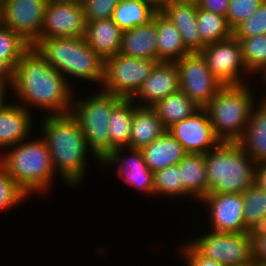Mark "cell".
<instances>
[{"instance_id": "cell-18", "label": "cell", "mask_w": 266, "mask_h": 266, "mask_svg": "<svg viewBox=\"0 0 266 266\" xmlns=\"http://www.w3.org/2000/svg\"><path fill=\"white\" fill-rule=\"evenodd\" d=\"M179 90V74L175 62H158L131 99L138 106L152 107L161 99Z\"/></svg>"}, {"instance_id": "cell-10", "label": "cell", "mask_w": 266, "mask_h": 266, "mask_svg": "<svg viewBox=\"0 0 266 266\" xmlns=\"http://www.w3.org/2000/svg\"><path fill=\"white\" fill-rule=\"evenodd\" d=\"M200 53L204 56L211 74L223 86L254 82V77L245 65L240 43L234 36L206 44Z\"/></svg>"}, {"instance_id": "cell-35", "label": "cell", "mask_w": 266, "mask_h": 266, "mask_svg": "<svg viewBox=\"0 0 266 266\" xmlns=\"http://www.w3.org/2000/svg\"><path fill=\"white\" fill-rule=\"evenodd\" d=\"M26 192L0 166V214L29 201Z\"/></svg>"}, {"instance_id": "cell-13", "label": "cell", "mask_w": 266, "mask_h": 266, "mask_svg": "<svg viewBox=\"0 0 266 266\" xmlns=\"http://www.w3.org/2000/svg\"><path fill=\"white\" fill-rule=\"evenodd\" d=\"M86 20L81 1L48 0L42 30L34 47L41 39L67 37H84Z\"/></svg>"}, {"instance_id": "cell-8", "label": "cell", "mask_w": 266, "mask_h": 266, "mask_svg": "<svg viewBox=\"0 0 266 266\" xmlns=\"http://www.w3.org/2000/svg\"><path fill=\"white\" fill-rule=\"evenodd\" d=\"M186 240L201 256L224 266H243L253 262L252 241L247 233L216 232L200 228ZM193 237V238H192Z\"/></svg>"}, {"instance_id": "cell-26", "label": "cell", "mask_w": 266, "mask_h": 266, "mask_svg": "<svg viewBox=\"0 0 266 266\" xmlns=\"http://www.w3.org/2000/svg\"><path fill=\"white\" fill-rule=\"evenodd\" d=\"M138 105L131 98H122L109 118L110 153L114 149L129 147L132 119Z\"/></svg>"}, {"instance_id": "cell-12", "label": "cell", "mask_w": 266, "mask_h": 266, "mask_svg": "<svg viewBox=\"0 0 266 266\" xmlns=\"http://www.w3.org/2000/svg\"><path fill=\"white\" fill-rule=\"evenodd\" d=\"M114 170L117 179L125 186L136 189L138 194L154 197V172L146 165L141 149L118 148L109 153L102 161L101 168ZM113 168V169H112ZM134 187V188H133Z\"/></svg>"}, {"instance_id": "cell-3", "label": "cell", "mask_w": 266, "mask_h": 266, "mask_svg": "<svg viewBox=\"0 0 266 266\" xmlns=\"http://www.w3.org/2000/svg\"><path fill=\"white\" fill-rule=\"evenodd\" d=\"M33 136L0 154V166L30 199L34 198L33 195L36 197V194H43L42 197L49 195L59 178L54 171L45 140L39 134L36 138Z\"/></svg>"}, {"instance_id": "cell-11", "label": "cell", "mask_w": 266, "mask_h": 266, "mask_svg": "<svg viewBox=\"0 0 266 266\" xmlns=\"http://www.w3.org/2000/svg\"><path fill=\"white\" fill-rule=\"evenodd\" d=\"M180 90L200 108H205L223 87L209 70L200 52L189 53L175 62Z\"/></svg>"}, {"instance_id": "cell-24", "label": "cell", "mask_w": 266, "mask_h": 266, "mask_svg": "<svg viewBox=\"0 0 266 266\" xmlns=\"http://www.w3.org/2000/svg\"><path fill=\"white\" fill-rule=\"evenodd\" d=\"M155 24L156 56L159 62H176L190 53L185 48L178 29L161 10L155 13Z\"/></svg>"}, {"instance_id": "cell-9", "label": "cell", "mask_w": 266, "mask_h": 266, "mask_svg": "<svg viewBox=\"0 0 266 266\" xmlns=\"http://www.w3.org/2000/svg\"><path fill=\"white\" fill-rule=\"evenodd\" d=\"M157 62L116 54L104 60L101 90L122 98H132Z\"/></svg>"}, {"instance_id": "cell-5", "label": "cell", "mask_w": 266, "mask_h": 266, "mask_svg": "<svg viewBox=\"0 0 266 266\" xmlns=\"http://www.w3.org/2000/svg\"><path fill=\"white\" fill-rule=\"evenodd\" d=\"M204 158L207 194L243 193L255 184L257 163L237 142H221Z\"/></svg>"}, {"instance_id": "cell-25", "label": "cell", "mask_w": 266, "mask_h": 266, "mask_svg": "<svg viewBox=\"0 0 266 266\" xmlns=\"http://www.w3.org/2000/svg\"><path fill=\"white\" fill-rule=\"evenodd\" d=\"M167 131L152 107L137 106L132 119L129 148L141 149Z\"/></svg>"}, {"instance_id": "cell-2", "label": "cell", "mask_w": 266, "mask_h": 266, "mask_svg": "<svg viewBox=\"0 0 266 266\" xmlns=\"http://www.w3.org/2000/svg\"><path fill=\"white\" fill-rule=\"evenodd\" d=\"M38 117L37 131L47 144L54 171L67 188L81 189L90 162L100 168L101 161L88 148L80 125L70 113Z\"/></svg>"}, {"instance_id": "cell-29", "label": "cell", "mask_w": 266, "mask_h": 266, "mask_svg": "<svg viewBox=\"0 0 266 266\" xmlns=\"http://www.w3.org/2000/svg\"><path fill=\"white\" fill-rule=\"evenodd\" d=\"M157 11L146 0H121L111 18L123 31H126L149 23Z\"/></svg>"}, {"instance_id": "cell-4", "label": "cell", "mask_w": 266, "mask_h": 266, "mask_svg": "<svg viewBox=\"0 0 266 266\" xmlns=\"http://www.w3.org/2000/svg\"><path fill=\"white\" fill-rule=\"evenodd\" d=\"M34 48L74 89L79 84L84 86L83 82L92 87H101L104 60L87 44L84 37L41 39Z\"/></svg>"}, {"instance_id": "cell-28", "label": "cell", "mask_w": 266, "mask_h": 266, "mask_svg": "<svg viewBox=\"0 0 266 266\" xmlns=\"http://www.w3.org/2000/svg\"><path fill=\"white\" fill-rule=\"evenodd\" d=\"M152 108L168 129L170 126L182 121L197 112L200 107L190 100L181 90L169 94L158 101Z\"/></svg>"}, {"instance_id": "cell-21", "label": "cell", "mask_w": 266, "mask_h": 266, "mask_svg": "<svg viewBox=\"0 0 266 266\" xmlns=\"http://www.w3.org/2000/svg\"><path fill=\"white\" fill-rule=\"evenodd\" d=\"M157 29L155 14L153 20L145 25L123 31L119 54L139 59L159 62L156 56Z\"/></svg>"}, {"instance_id": "cell-16", "label": "cell", "mask_w": 266, "mask_h": 266, "mask_svg": "<svg viewBox=\"0 0 266 266\" xmlns=\"http://www.w3.org/2000/svg\"><path fill=\"white\" fill-rule=\"evenodd\" d=\"M167 131L187 153L205 154L216 148L221 140L215 135L204 108L170 126Z\"/></svg>"}, {"instance_id": "cell-46", "label": "cell", "mask_w": 266, "mask_h": 266, "mask_svg": "<svg viewBox=\"0 0 266 266\" xmlns=\"http://www.w3.org/2000/svg\"><path fill=\"white\" fill-rule=\"evenodd\" d=\"M10 87L4 83H0V108L9 101Z\"/></svg>"}, {"instance_id": "cell-45", "label": "cell", "mask_w": 266, "mask_h": 266, "mask_svg": "<svg viewBox=\"0 0 266 266\" xmlns=\"http://www.w3.org/2000/svg\"><path fill=\"white\" fill-rule=\"evenodd\" d=\"M0 83L11 87L12 71L0 60Z\"/></svg>"}, {"instance_id": "cell-50", "label": "cell", "mask_w": 266, "mask_h": 266, "mask_svg": "<svg viewBox=\"0 0 266 266\" xmlns=\"http://www.w3.org/2000/svg\"><path fill=\"white\" fill-rule=\"evenodd\" d=\"M2 25V10H1V6H0V26Z\"/></svg>"}, {"instance_id": "cell-22", "label": "cell", "mask_w": 266, "mask_h": 266, "mask_svg": "<svg viewBox=\"0 0 266 266\" xmlns=\"http://www.w3.org/2000/svg\"><path fill=\"white\" fill-rule=\"evenodd\" d=\"M237 143L257 164L266 162V103L258 100L253 106L249 123Z\"/></svg>"}, {"instance_id": "cell-33", "label": "cell", "mask_w": 266, "mask_h": 266, "mask_svg": "<svg viewBox=\"0 0 266 266\" xmlns=\"http://www.w3.org/2000/svg\"><path fill=\"white\" fill-rule=\"evenodd\" d=\"M248 72L257 76L266 68V34L238 39Z\"/></svg>"}, {"instance_id": "cell-17", "label": "cell", "mask_w": 266, "mask_h": 266, "mask_svg": "<svg viewBox=\"0 0 266 266\" xmlns=\"http://www.w3.org/2000/svg\"><path fill=\"white\" fill-rule=\"evenodd\" d=\"M36 116L13 99L0 108V154L5 149L38 134L35 133L37 127L33 121Z\"/></svg>"}, {"instance_id": "cell-20", "label": "cell", "mask_w": 266, "mask_h": 266, "mask_svg": "<svg viewBox=\"0 0 266 266\" xmlns=\"http://www.w3.org/2000/svg\"><path fill=\"white\" fill-rule=\"evenodd\" d=\"M123 30L112 18L86 21L85 40L103 59L119 53Z\"/></svg>"}, {"instance_id": "cell-1", "label": "cell", "mask_w": 266, "mask_h": 266, "mask_svg": "<svg viewBox=\"0 0 266 266\" xmlns=\"http://www.w3.org/2000/svg\"><path fill=\"white\" fill-rule=\"evenodd\" d=\"M74 91L77 89L31 47L14 67L9 99L35 114L39 109L42 116L65 115L71 113Z\"/></svg>"}, {"instance_id": "cell-6", "label": "cell", "mask_w": 266, "mask_h": 266, "mask_svg": "<svg viewBox=\"0 0 266 266\" xmlns=\"http://www.w3.org/2000/svg\"><path fill=\"white\" fill-rule=\"evenodd\" d=\"M254 87V82L223 86L204 108L221 142H237L243 136L250 112L258 101Z\"/></svg>"}, {"instance_id": "cell-34", "label": "cell", "mask_w": 266, "mask_h": 266, "mask_svg": "<svg viewBox=\"0 0 266 266\" xmlns=\"http://www.w3.org/2000/svg\"><path fill=\"white\" fill-rule=\"evenodd\" d=\"M244 204V226L248 229L256 221L266 216V192L256 183L242 193Z\"/></svg>"}, {"instance_id": "cell-19", "label": "cell", "mask_w": 266, "mask_h": 266, "mask_svg": "<svg viewBox=\"0 0 266 266\" xmlns=\"http://www.w3.org/2000/svg\"><path fill=\"white\" fill-rule=\"evenodd\" d=\"M197 8L196 4L172 2L161 9L180 32L182 42L190 53L201 52L205 47L197 28Z\"/></svg>"}, {"instance_id": "cell-39", "label": "cell", "mask_w": 266, "mask_h": 266, "mask_svg": "<svg viewBox=\"0 0 266 266\" xmlns=\"http://www.w3.org/2000/svg\"><path fill=\"white\" fill-rule=\"evenodd\" d=\"M184 241L181 242L180 240V244L177 245L178 247L174 250L177 253L175 254V256H177L176 260L180 257L182 259L181 262H184L183 264L185 266H224L217 261L204 258L186 241V239Z\"/></svg>"}, {"instance_id": "cell-30", "label": "cell", "mask_w": 266, "mask_h": 266, "mask_svg": "<svg viewBox=\"0 0 266 266\" xmlns=\"http://www.w3.org/2000/svg\"><path fill=\"white\" fill-rule=\"evenodd\" d=\"M166 198L168 200L174 199L179 200V205H180V199L182 203L184 201L188 200L191 198L190 202L194 201L195 203V198L183 187L181 184V176L179 172V166L177 165H172L168 166L167 168H164L163 170L154 172V199L155 198H161L162 200ZM188 198V199H187Z\"/></svg>"}, {"instance_id": "cell-15", "label": "cell", "mask_w": 266, "mask_h": 266, "mask_svg": "<svg viewBox=\"0 0 266 266\" xmlns=\"http://www.w3.org/2000/svg\"><path fill=\"white\" fill-rule=\"evenodd\" d=\"M48 0H0L2 25L19 34L31 46L42 30Z\"/></svg>"}, {"instance_id": "cell-48", "label": "cell", "mask_w": 266, "mask_h": 266, "mask_svg": "<svg viewBox=\"0 0 266 266\" xmlns=\"http://www.w3.org/2000/svg\"><path fill=\"white\" fill-rule=\"evenodd\" d=\"M200 0H172V2L176 3H186V4H198Z\"/></svg>"}, {"instance_id": "cell-32", "label": "cell", "mask_w": 266, "mask_h": 266, "mask_svg": "<svg viewBox=\"0 0 266 266\" xmlns=\"http://www.w3.org/2000/svg\"><path fill=\"white\" fill-rule=\"evenodd\" d=\"M31 48L19 34L0 26V60L13 72L17 62Z\"/></svg>"}, {"instance_id": "cell-40", "label": "cell", "mask_w": 266, "mask_h": 266, "mask_svg": "<svg viewBox=\"0 0 266 266\" xmlns=\"http://www.w3.org/2000/svg\"><path fill=\"white\" fill-rule=\"evenodd\" d=\"M228 4L229 0H200L197 6L206 11L226 16Z\"/></svg>"}, {"instance_id": "cell-27", "label": "cell", "mask_w": 266, "mask_h": 266, "mask_svg": "<svg viewBox=\"0 0 266 266\" xmlns=\"http://www.w3.org/2000/svg\"><path fill=\"white\" fill-rule=\"evenodd\" d=\"M181 184L198 203L207 195V176L204 154L188 153L179 163Z\"/></svg>"}, {"instance_id": "cell-49", "label": "cell", "mask_w": 266, "mask_h": 266, "mask_svg": "<svg viewBox=\"0 0 266 266\" xmlns=\"http://www.w3.org/2000/svg\"><path fill=\"white\" fill-rule=\"evenodd\" d=\"M243 266H259L256 262H251L247 265H243Z\"/></svg>"}, {"instance_id": "cell-36", "label": "cell", "mask_w": 266, "mask_h": 266, "mask_svg": "<svg viewBox=\"0 0 266 266\" xmlns=\"http://www.w3.org/2000/svg\"><path fill=\"white\" fill-rule=\"evenodd\" d=\"M266 34V0L247 20L233 30L236 39L250 38Z\"/></svg>"}, {"instance_id": "cell-23", "label": "cell", "mask_w": 266, "mask_h": 266, "mask_svg": "<svg viewBox=\"0 0 266 266\" xmlns=\"http://www.w3.org/2000/svg\"><path fill=\"white\" fill-rule=\"evenodd\" d=\"M141 151L147 167L152 172L177 165L188 154L168 131L151 144L142 147Z\"/></svg>"}, {"instance_id": "cell-14", "label": "cell", "mask_w": 266, "mask_h": 266, "mask_svg": "<svg viewBox=\"0 0 266 266\" xmlns=\"http://www.w3.org/2000/svg\"><path fill=\"white\" fill-rule=\"evenodd\" d=\"M198 204H201L200 207L202 206L200 211L202 213L204 211L205 217L203 219H207L206 221L209 223H205L208 230L247 233L244 226L242 193L207 194Z\"/></svg>"}, {"instance_id": "cell-44", "label": "cell", "mask_w": 266, "mask_h": 266, "mask_svg": "<svg viewBox=\"0 0 266 266\" xmlns=\"http://www.w3.org/2000/svg\"><path fill=\"white\" fill-rule=\"evenodd\" d=\"M255 183L266 192V162L257 164Z\"/></svg>"}, {"instance_id": "cell-31", "label": "cell", "mask_w": 266, "mask_h": 266, "mask_svg": "<svg viewBox=\"0 0 266 266\" xmlns=\"http://www.w3.org/2000/svg\"><path fill=\"white\" fill-rule=\"evenodd\" d=\"M197 28L201 41L206 45L233 36L225 16L197 8Z\"/></svg>"}, {"instance_id": "cell-37", "label": "cell", "mask_w": 266, "mask_h": 266, "mask_svg": "<svg viewBox=\"0 0 266 266\" xmlns=\"http://www.w3.org/2000/svg\"><path fill=\"white\" fill-rule=\"evenodd\" d=\"M264 0H229L226 13L227 22L232 30L251 17Z\"/></svg>"}, {"instance_id": "cell-42", "label": "cell", "mask_w": 266, "mask_h": 266, "mask_svg": "<svg viewBox=\"0 0 266 266\" xmlns=\"http://www.w3.org/2000/svg\"><path fill=\"white\" fill-rule=\"evenodd\" d=\"M248 238L254 239L266 236V216H263L247 229Z\"/></svg>"}, {"instance_id": "cell-7", "label": "cell", "mask_w": 266, "mask_h": 266, "mask_svg": "<svg viewBox=\"0 0 266 266\" xmlns=\"http://www.w3.org/2000/svg\"><path fill=\"white\" fill-rule=\"evenodd\" d=\"M76 94L74 91L70 114L80 125L90 151L102 161L110 153L108 127L111 111L122 97L100 88L95 91L93 88L82 97Z\"/></svg>"}, {"instance_id": "cell-41", "label": "cell", "mask_w": 266, "mask_h": 266, "mask_svg": "<svg viewBox=\"0 0 266 266\" xmlns=\"http://www.w3.org/2000/svg\"><path fill=\"white\" fill-rule=\"evenodd\" d=\"M252 257L259 266H266V236L252 241Z\"/></svg>"}, {"instance_id": "cell-38", "label": "cell", "mask_w": 266, "mask_h": 266, "mask_svg": "<svg viewBox=\"0 0 266 266\" xmlns=\"http://www.w3.org/2000/svg\"><path fill=\"white\" fill-rule=\"evenodd\" d=\"M121 0H81L85 20L94 21L98 19L111 18L114 9Z\"/></svg>"}, {"instance_id": "cell-43", "label": "cell", "mask_w": 266, "mask_h": 266, "mask_svg": "<svg viewBox=\"0 0 266 266\" xmlns=\"http://www.w3.org/2000/svg\"><path fill=\"white\" fill-rule=\"evenodd\" d=\"M260 75V76H259ZM254 83L256 84L257 83L258 85L255 87H259V88H256V89H259L257 90V96H258V100L259 101H262L264 103H266V68L263 69L257 76L254 77ZM259 78V79H258ZM260 80V81H259ZM256 81V82H255ZM261 84V85H259ZM261 86V87H260ZM264 87V88H263ZM261 90V92H259ZM265 91V92H264ZM261 94V95H260Z\"/></svg>"}, {"instance_id": "cell-47", "label": "cell", "mask_w": 266, "mask_h": 266, "mask_svg": "<svg viewBox=\"0 0 266 266\" xmlns=\"http://www.w3.org/2000/svg\"><path fill=\"white\" fill-rule=\"evenodd\" d=\"M146 1L152 4L157 10H161L167 4L172 3V0H146Z\"/></svg>"}]
</instances>
